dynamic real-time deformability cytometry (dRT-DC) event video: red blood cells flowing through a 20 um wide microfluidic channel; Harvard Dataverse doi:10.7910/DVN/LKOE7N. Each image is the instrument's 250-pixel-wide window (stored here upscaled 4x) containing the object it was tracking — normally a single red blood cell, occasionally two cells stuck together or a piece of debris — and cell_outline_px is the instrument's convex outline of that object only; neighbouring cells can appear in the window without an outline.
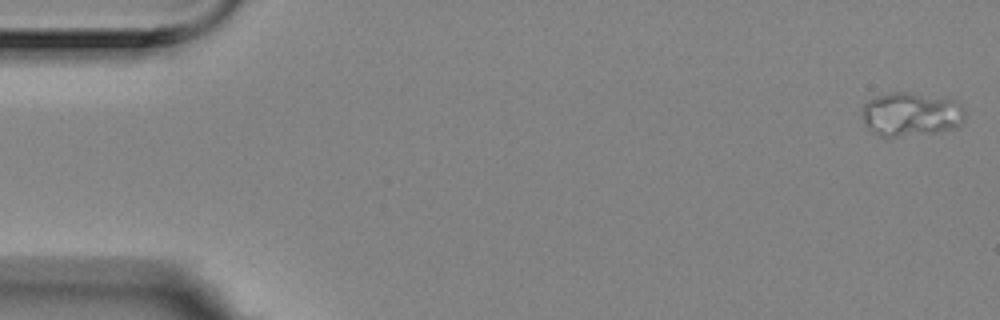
{"species": "Egyptian fruit bat (a non-hibernating species)", "species_latin": "Rousettus aegyptiacus", "temperature_condition": "room temperature", "stored_images_in_passage": 10, "camera_frame_rate_fps": 3000, "um_per_image_px": 0.085, "animal": {"sex": "female"}, "frame": {"image": 1, "passage_image": 1, "time_ms": 0.0, "image_size_px": [1000, 320], "cell_outline_px": [[964, 120], [956, 128], [940, 132], [896, 136], [880, 136], [868, 128], [864, 124], [860, 112], [860, 108], [868, 100], [876, 96], [892, 92], [904, 92], [948, 96], [956, 100], [964, 108]], "centroid_in_image_um": [77.45, 9.68], "position_along_channel_um": 7.5, "area_um2": 26.93}}
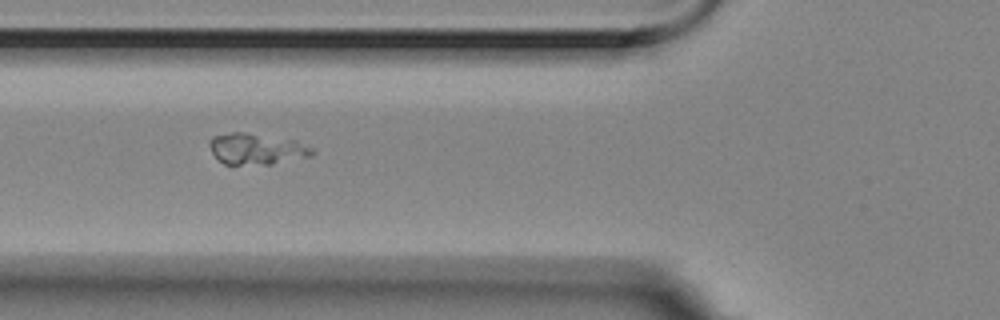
{"frame": {"image": 2, "passage_image": 6, "time_ms": 1.667, "image_size_px": [1000, 320], "cell_outline_px": [[316, 152], [312, 156], [272, 164], [224, 164], [212, 152], [208, 144], [208, 140], [212, 136], [232, 132], [244, 132], [296, 140], [312, 148]], "centroid_in_image_um": [21.82, 12.65], "position_along_channel_um": 104.0, "area_um2": 18.67}}
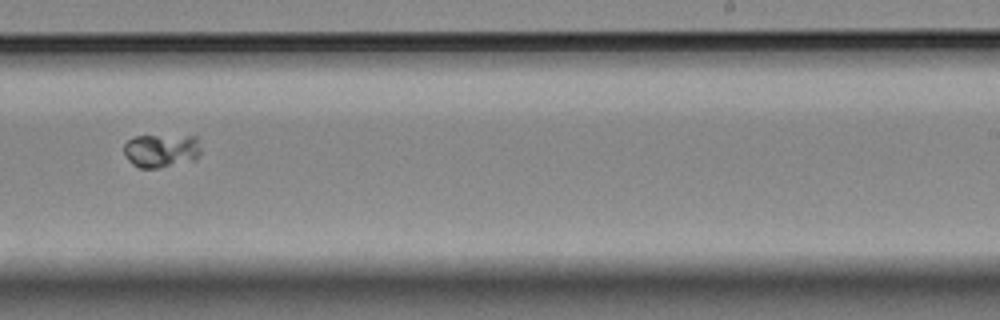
{"frame": {"image": 3, "passage_image": 10, "time_ms": 3.0, "image_size_px": [1000, 320], "cell_outline_px": [[200, 152], [196, 160], [160, 168], [140, 168], [132, 164], [128, 160], [124, 152], [124, 144], [128, 140], [136, 136], [196, 136], [200, 148]], "centroid_in_image_um": [13.71, 12.82], "position_along_channel_um": 275.3, "area_um2": 15.09}}